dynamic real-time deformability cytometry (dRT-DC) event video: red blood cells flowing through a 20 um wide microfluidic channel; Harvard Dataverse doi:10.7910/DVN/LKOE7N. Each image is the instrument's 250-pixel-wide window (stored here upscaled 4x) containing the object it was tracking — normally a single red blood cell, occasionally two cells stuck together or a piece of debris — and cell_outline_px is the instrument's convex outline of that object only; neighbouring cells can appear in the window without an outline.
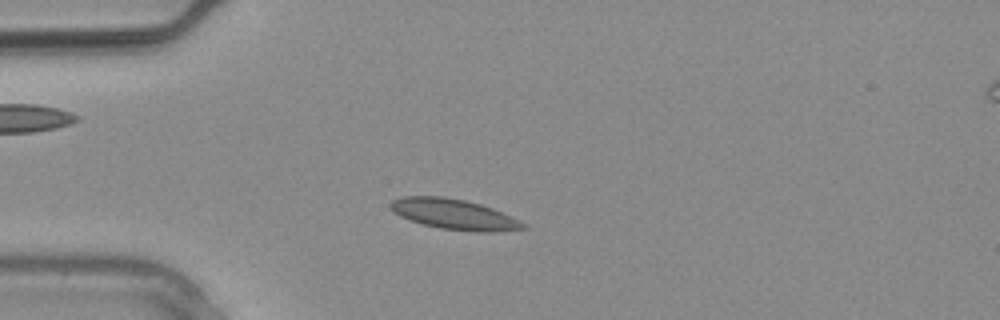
{"species": "common noctule bat (a hibernating species)", "species_latin": "Nyctalus noctula", "temperature_condition": "warm", "stored_images_in_passage": 9, "camera_frame_rate_fps": 3000, "um_per_image_px": 0.085, "animal": {"sex": "male", "body_mass_g": 20.4}, "frame": {"image": 1, "passage_image": 6, "time_ms": 1.667, "image_size_px": [1000, 320], "cell_outline_px": [[528, 228], [492, 232], [480, 232], [440, 228], [424, 224], [400, 216], [388, 208], [388, 204], [392, 200], [404, 196], [444, 196], [464, 200], [480, 204], [492, 208], [524, 224]], "centroid_in_image_um": [38.52, 18.2], "position_along_channel_um": 46.5, "area_um2": 23.12}}